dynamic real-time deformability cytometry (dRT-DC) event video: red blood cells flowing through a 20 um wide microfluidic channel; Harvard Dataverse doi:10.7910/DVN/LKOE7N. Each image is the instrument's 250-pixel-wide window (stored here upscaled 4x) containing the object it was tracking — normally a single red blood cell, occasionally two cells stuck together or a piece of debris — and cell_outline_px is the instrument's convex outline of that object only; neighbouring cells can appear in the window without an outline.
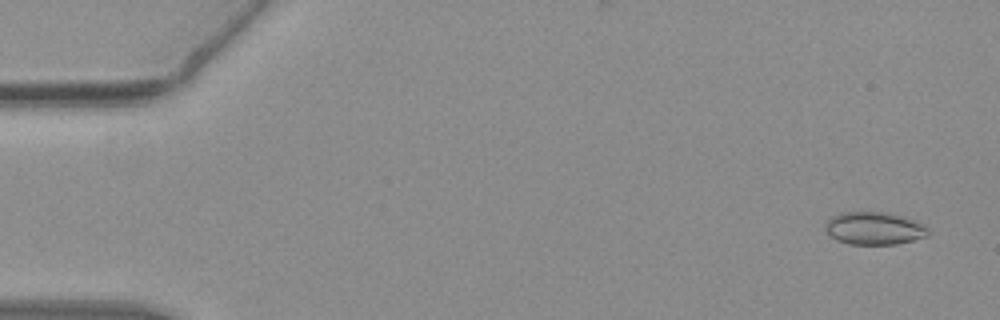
{"species": "common noctule bat (a hibernating species)", "species_latin": "Nyctalus noctula", "temperature_condition": "warm", "stored_images_in_passage": 52, "camera_frame_rate_fps": 3000, "um_per_image_px": 0.085, "animal": {"sex": "female", "body_mass_g": 19.3, "forearm_length_mm": 54.1}, "frame": {"image": 1, "passage_image": 3, "time_ms": 0.667, "image_size_px": [1000, 320], "cell_outline_px": [[928, 236], [896, 244], [848, 244], [836, 240], [828, 236], [824, 228], [824, 224], [832, 216], [844, 212], [884, 212], [900, 216], [924, 224], [928, 228]], "centroid_in_image_um": [74.26, 19.42], "position_along_channel_um": 10.7, "area_um2": 19.59}}
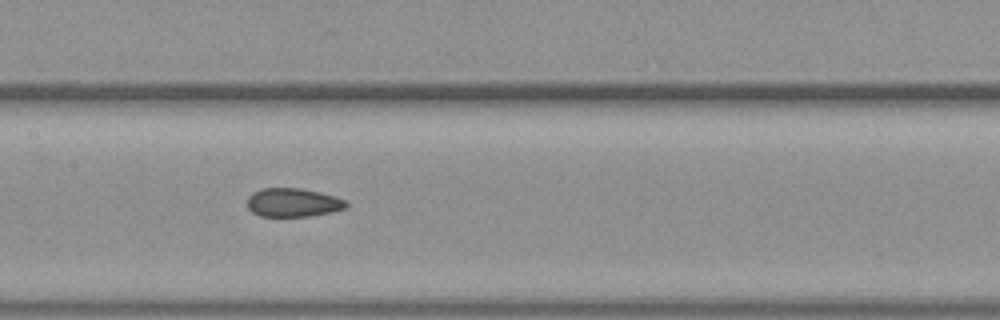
{"frame": {"image": 2, "passage_image": 27, "time_ms": 8.667, "image_size_px": [1000, 320], "cell_outline_px": [[348, 204], [344, 208], [332, 212], [308, 216], [260, 216], [252, 212], [248, 208], [248, 196], [252, 192], [260, 188], [300, 188], [320, 192], [336, 196], [344, 200]], "centroid_in_image_um": [24.88, 17.2], "position_along_channel_um": 182.5, "area_um2": 16.53}}
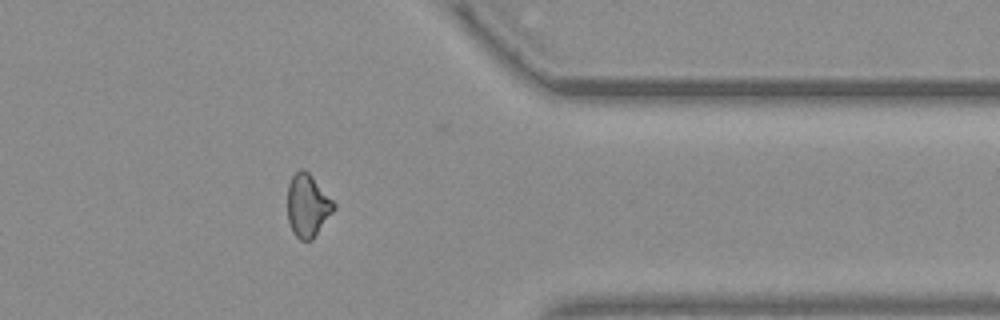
{"frame": {"image": 3, "passage_image": 44, "time_ms": 14.333, "image_size_px": [1000, 320], "cell_outline_px": [[336, 208], [312, 240], [300, 240], [292, 232], [288, 220], [288, 184], [292, 176], [300, 168], [304, 168], [312, 176], [336, 204]], "centroid_in_image_um": [26.15, 17.47], "position_along_channel_um": 385.3, "area_um2": 16.94}, "authors_computed_cell_mechanics": {"area_um2": 17.0799, "velocity_mm_per_s": 3.8356, "shape_relaxation_time_tau1_ms": null, "shape_relaxation_time_tau2_ms": 1.7239, "deformation_change_tau1": null, "deformation_change_tau2": 0.0754}}